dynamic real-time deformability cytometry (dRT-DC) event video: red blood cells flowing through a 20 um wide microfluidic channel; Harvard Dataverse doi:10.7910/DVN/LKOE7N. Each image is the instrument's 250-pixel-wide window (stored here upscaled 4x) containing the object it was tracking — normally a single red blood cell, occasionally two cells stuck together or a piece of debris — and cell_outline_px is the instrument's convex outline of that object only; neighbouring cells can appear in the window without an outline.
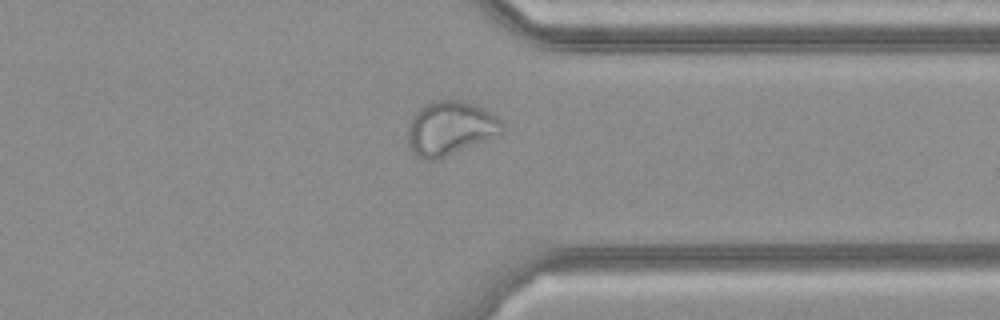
{"species": "common noctule bat (a hibernating species)", "species_latin": "Nyctalus noctula", "temperature_condition": "cold", "stored_images_in_passage": 29, "camera_frame_rate_fps": 3000, "um_per_image_px": 0.085, "animal": {"sex": "female", "body_mass_g": 21.9}, "frame": {"image": 1, "passage_image": 21, "time_ms": 6.667, "image_size_px": [1000, 320], "cell_outline_px": [[504, 128], [500, 132], [484, 140], [436, 160], [424, 160], [416, 156], [412, 152], [408, 144], [408, 128], [412, 116], [420, 108], [432, 100], [464, 100], [476, 104], [484, 108], [500, 120]], "centroid_in_image_um": [38.21, 10.88], "position_along_channel_um": 373.2, "area_um2": 29.36}}